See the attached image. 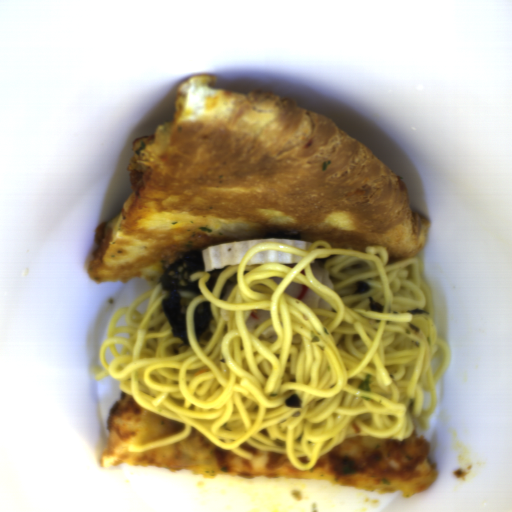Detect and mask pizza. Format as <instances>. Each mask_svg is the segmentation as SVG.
Masks as SVG:
<instances>
[{
    "instance_id": "a15fb73a",
    "label": "pizza",
    "mask_w": 512,
    "mask_h": 512,
    "mask_svg": "<svg viewBox=\"0 0 512 512\" xmlns=\"http://www.w3.org/2000/svg\"><path fill=\"white\" fill-rule=\"evenodd\" d=\"M388 439L375 437L352 436L338 445L341 457H359L367 451H375L384 445Z\"/></svg>"
},
{
    "instance_id": "d2c48207",
    "label": "pizza",
    "mask_w": 512,
    "mask_h": 512,
    "mask_svg": "<svg viewBox=\"0 0 512 512\" xmlns=\"http://www.w3.org/2000/svg\"><path fill=\"white\" fill-rule=\"evenodd\" d=\"M184 424L137 405L133 395L122 392L107 416L108 434L99 459L105 469L121 464L157 466L169 471L192 470L208 478L220 475L263 478H300L327 482L380 494L402 493L412 497L430 488L437 480L438 469L425 457L412 472L399 475H378L359 471L338 477L331 469L326 453L304 471L297 470L287 454L262 450L243 442L240 447L248 451L245 460L230 450L212 443L192 426L189 436L169 445L130 452L140 447L180 433Z\"/></svg>"
},
{
    "instance_id": "dd6c1bee",
    "label": "pizza",
    "mask_w": 512,
    "mask_h": 512,
    "mask_svg": "<svg viewBox=\"0 0 512 512\" xmlns=\"http://www.w3.org/2000/svg\"><path fill=\"white\" fill-rule=\"evenodd\" d=\"M216 82L188 77L174 118L133 142L127 172L141 171L143 186L106 223V252L87 266L92 281L153 288L183 251L280 232L333 249L384 246L389 264L424 248L429 220L366 145L284 97Z\"/></svg>"
}]
</instances>
